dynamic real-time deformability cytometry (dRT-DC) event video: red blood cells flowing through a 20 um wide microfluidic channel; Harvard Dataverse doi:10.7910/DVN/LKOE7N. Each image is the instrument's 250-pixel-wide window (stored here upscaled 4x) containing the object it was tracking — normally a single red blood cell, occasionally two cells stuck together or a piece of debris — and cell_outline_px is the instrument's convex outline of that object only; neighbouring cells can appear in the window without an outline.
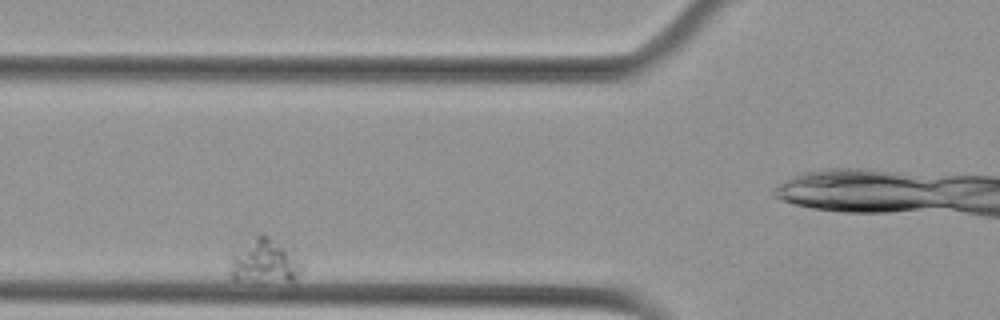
{"species": "Egyptian fruit bat (a non-hibernating species)", "species_latin": "Rousettus aegyptiacus", "temperature_condition": "cold", "stored_images_in_passage": 8, "camera_frame_rate_fps": 3000, "um_per_image_px": 0.085, "animal": {"sex": "female"}, "frame": {"image": 1, "passage_image": 6, "time_ms": 1.667, "image_size_px": [1000, 320], "cell_outline_px": [[304, 268], [296, 280], [232, 280], [228, 272], [228, 256], [256, 236], [268, 236], [304, 264]], "centroid_in_image_um": [22.4, 22.25], "position_along_channel_um": 103.4, "area_um2": 18.03}}
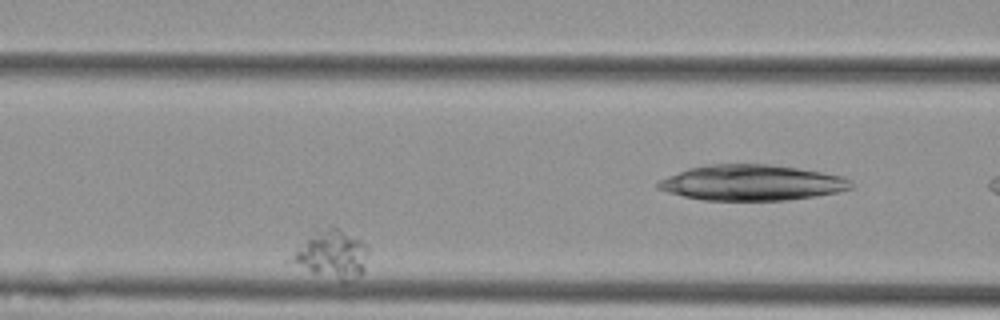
{"frame": {"image": 2, "passage_image": 7, "time_ms": 2.0, "image_size_px": [1000, 320], "cell_outline_px": [[368, 252], [364, 268], [360, 276], [344, 284], [340, 284], [312, 272], [288, 260], [308, 240], [320, 232], [328, 228], [336, 228], [360, 240], [368, 248]], "centroid_in_image_um": [28.3, 21.75], "position_along_channel_um": 138.3, "area_um2": 20.58}}